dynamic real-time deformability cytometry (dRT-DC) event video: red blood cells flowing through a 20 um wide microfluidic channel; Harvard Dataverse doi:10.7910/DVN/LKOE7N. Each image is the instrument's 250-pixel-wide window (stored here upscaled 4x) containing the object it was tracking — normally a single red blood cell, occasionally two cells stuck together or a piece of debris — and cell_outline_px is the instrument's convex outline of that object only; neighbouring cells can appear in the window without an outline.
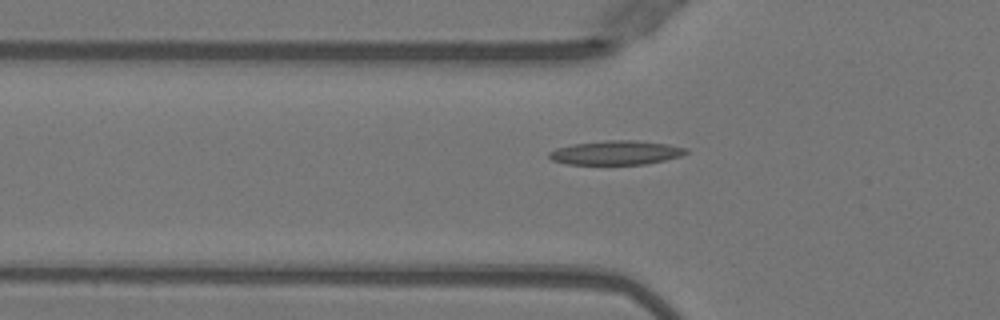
{"species": "Egyptian fruit bat (a non-hibernating species)", "species_latin": "Rousettus aegyptiacus", "temperature_condition": "warm", "stored_images_in_passage": 46, "camera_frame_rate_fps": 3000, "um_per_image_px": 0.085, "animal": {"sex": "female"}, "frame": {"image": 1, "passage_image": 17, "time_ms": 5.333, "image_size_px": [1000, 320], "cell_outline_px": [[688, 152], [680, 156], [664, 160], [644, 164], [568, 164], [552, 160], [548, 156], [548, 152], [556, 148], [572, 144], [608, 140], [636, 140], [668, 144], [688, 148]], "centroid_in_image_um": [52.36, 12.97], "position_along_channel_um": 73.4, "area_um2": 19.19}}
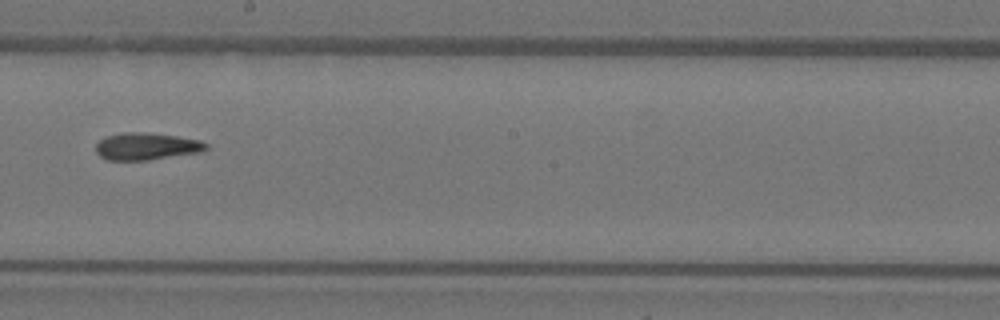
{"frame": {"image": 2, "passage_image": 29, "time_ms": 9.333, "image_size_px": [1000, 320], "cell_outline_px": [[208, 148], [200, 152], [148, 160], [108, 160], [100, 156], [96, 152], [96, 144], [100, 140], [108, 136], [124, 132], [144, 132], [176, 136], [200, 140], [208, 144]], "centroid_in_image_um": [12.45, 12.44], "position_along_channel_um": 235.7, "area_um2": 17.34}}
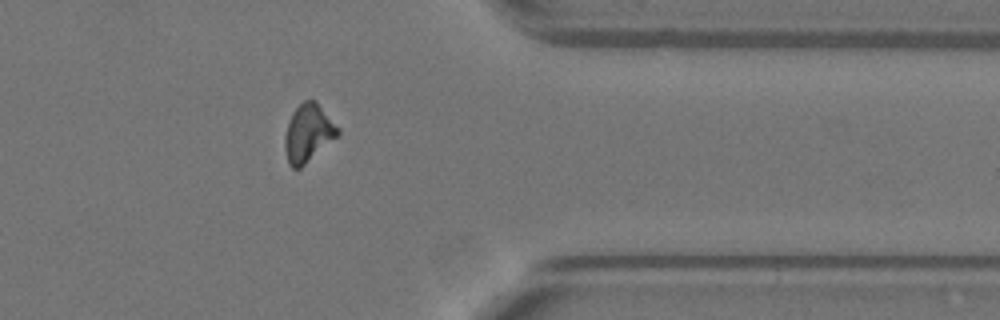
{"frame": {"image": 3, "passage_image": 41, "time_ms": 13.333, "image_size_px": [1000, 320], "cell_outline_px": [[340, 132], [336, 136], [300, 168], [292, 168], [288, 164], [284, 148], [284, 136], [288, 120], [292, 112], [304, 100], [316, 100], [340, 128]], "centroid_in_image_um": [26.17, 11.29], "position_along_channel_um": 385.2, "area_um2": 17.74}}